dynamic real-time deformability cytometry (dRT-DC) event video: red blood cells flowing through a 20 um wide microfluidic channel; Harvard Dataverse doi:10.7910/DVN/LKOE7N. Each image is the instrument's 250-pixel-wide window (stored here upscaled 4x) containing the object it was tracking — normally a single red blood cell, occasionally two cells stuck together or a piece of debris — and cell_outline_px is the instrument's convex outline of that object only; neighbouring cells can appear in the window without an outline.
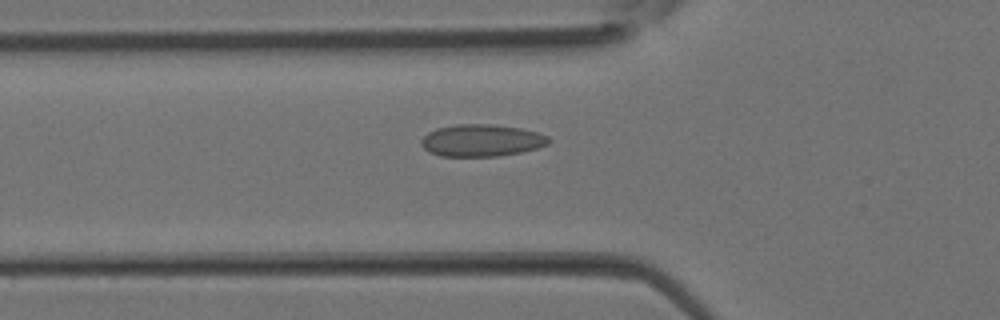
{"species": "Egyptian fruit bat (a non-hibernating species)", "species_latin": "Rousettus aegyptiacus", "temperature_condition": "room temperature", "stored_images_in_passage": 34, "camera_frame_rate_fps": 3000, "um_per_image_px": 0.085, "animal": {"sex": "female"}, "frame": {"image": 1, "passage_image": 13, "time_ms": 4.0, "image_size_px": [1000, 320], "cell_outline_px": [[552, 140], [548, 144], [536, 148], [520, 152], [500, 156], [440, 156], [428, 152], [420, 144], [420, 140], [428, 132], [436, 128], [456, 124], [492, 124], [520, 128], [536, 132], [548, 136]], "centroid_in_image_um": [40.91, 11.93], "position_along_channel_um": 84.9, "area_um2": 23.93}}
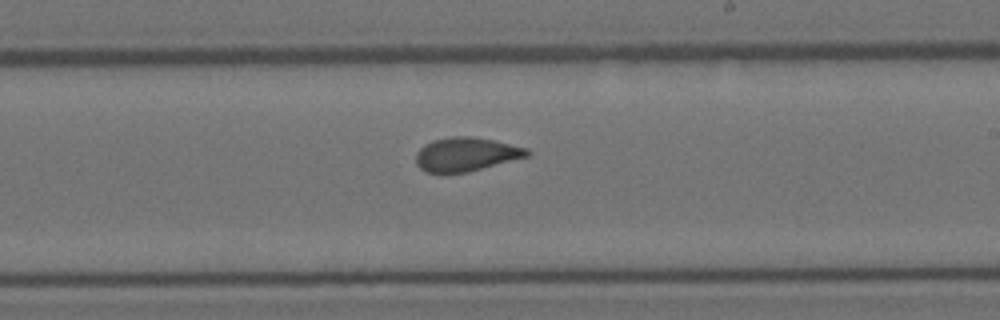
{"frame": {"image": 2, "passage_image": 22, "time_ms": 7.0, "image_size_px": [1000, 320], "cell_outline_px": [[532, 152], [528, 156], [468, 172], [424, 172], [416, 164], [416, 152], [424, 144], [432, 140], [452, 136], [468, 136], [496, 140], [528, 148]], "centroid_in_image_um": [39.62, 13.1], "position_along_channel_um": 249.4, "area_um2": 21.96}}
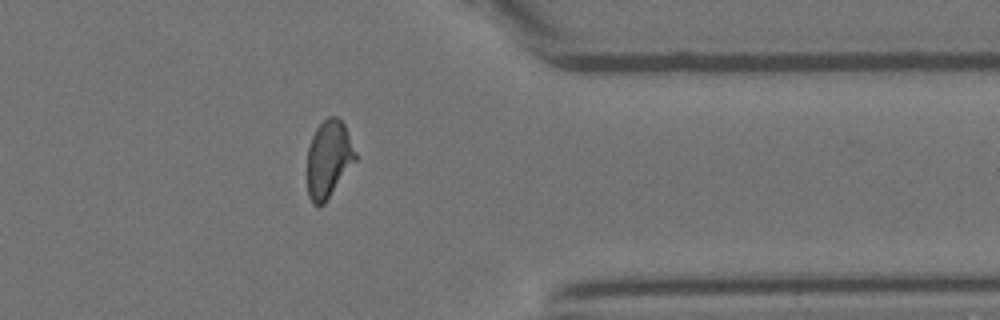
{"frame": {"image": 3, "passage_image": 30, "time_ms": 9.667, "image_size_px": [1000, 320], "cell_outline_px": [[356, 160], [324, 204], [316, 208], [312, 204], [308, 196], [308, 148], [312, 136], [316, 128], [328, 116], [336, 116], [344, 124], [356, 152]], "centroid_in_image_um": [27.92, 13.54], "position_along_channel_um": 383.5, "area_um2": 21.62}}